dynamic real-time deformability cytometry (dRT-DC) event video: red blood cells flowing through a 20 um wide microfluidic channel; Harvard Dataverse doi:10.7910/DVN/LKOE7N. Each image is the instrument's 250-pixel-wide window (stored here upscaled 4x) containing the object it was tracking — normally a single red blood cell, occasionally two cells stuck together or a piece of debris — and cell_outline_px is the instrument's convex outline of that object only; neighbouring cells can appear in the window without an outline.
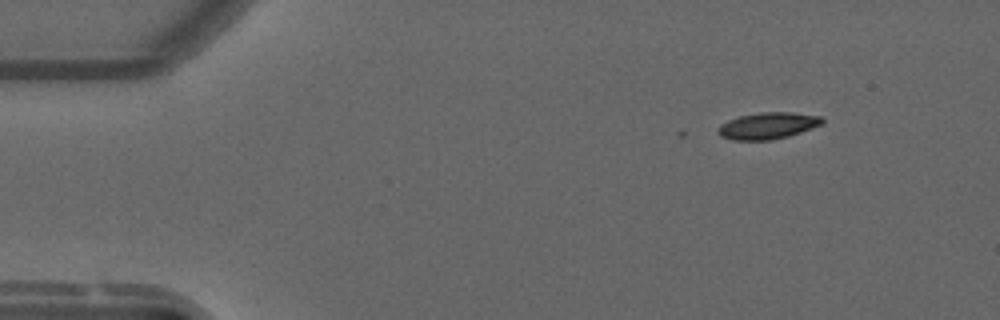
{"species": "common noctule bat (a hibernating species)", "species_latin": "Nyctalus noctula", "temperature_condition": "warm", "stored_images_in_passage": 5, "camera_frame_rate_fps": 3000, "um_per_image_px": 0.085, "animal": {"sex": "male", "forearm_length_mm": 52.5}, "frame": {"image": 1, "passage_image": 1, "time_ms": 0.0, "image_size_px": [1000, 320], "cell_outline_px": [[824, 124], [788, 136], [772, 140], [732, 140], [720, 136], [716, 132], [716, 128], [720, 124], [728, 120], [740, 116], [760, 112], [792, 112], [824, 116]], "centroid_in_image_um": [65.27, 10.68], "position_along_channel_um": 19.7, "area_um2": 16.42}}